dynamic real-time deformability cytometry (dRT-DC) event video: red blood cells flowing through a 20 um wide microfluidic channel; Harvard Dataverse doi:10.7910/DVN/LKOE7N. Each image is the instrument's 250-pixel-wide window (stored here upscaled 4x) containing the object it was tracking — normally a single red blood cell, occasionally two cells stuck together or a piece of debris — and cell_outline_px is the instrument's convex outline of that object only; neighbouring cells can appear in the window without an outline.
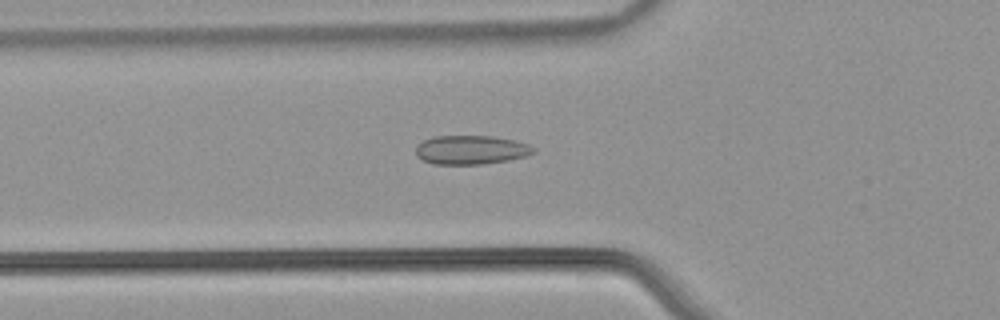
{"species": "common noctule bat (a hibernating species)", "species_latin": "Nyctalus noctula", "temperature_condition": "warm", "stored_images_in_passage": 49, "camera_frame_rate_fps": 3000, "um_per_image_px": 0.085, "animal": {"sex": "male", "body_mass_g": 21.5, "forearm_length_mm": 52.0}, "frame": {"image": 1, "passage_image": 19, "time_ms": 6.0, "image_size_px": [1000, 320], "cell_outline_px": [[536, 152], [528, 156], [508, 160], [480, 164], [432, 164], [416, 156], [416, 144], [432, 136], [492, 136], [516, 140], [528, 144], [536, 148]], "centroid_in_image_um": [40.05, 12.73], "position_along_channel_um": 85.7, "area_um2": 20.06}}
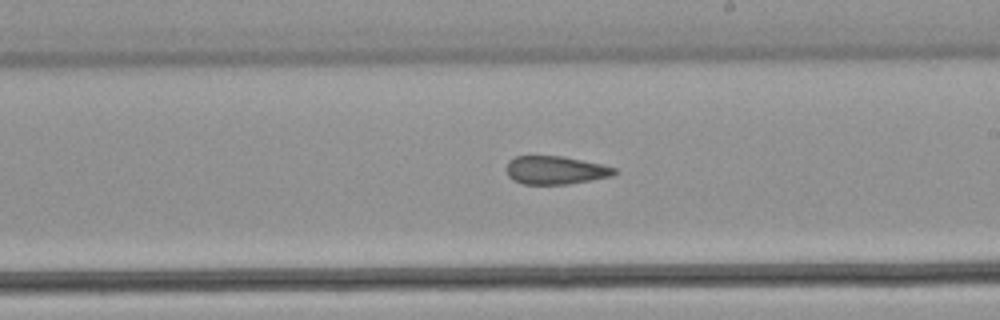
{"frame": {"image": 2, "passage_image": 31, "time_ms": 10.0, "image_size_px": [1000, 320], "cell_outline_px": [[616, 172], [612, 176], [592, 180], [568, 184], [524, 184], [512, 180], [508, 176], [504, 168], [508, 160], [516, 156], [564, 156], [600, 164], [616, 168]], "centroid_in_image_um": [47.16, 14.46], "position_along_channel_um": 241.8, "area_um2": 17.92}}
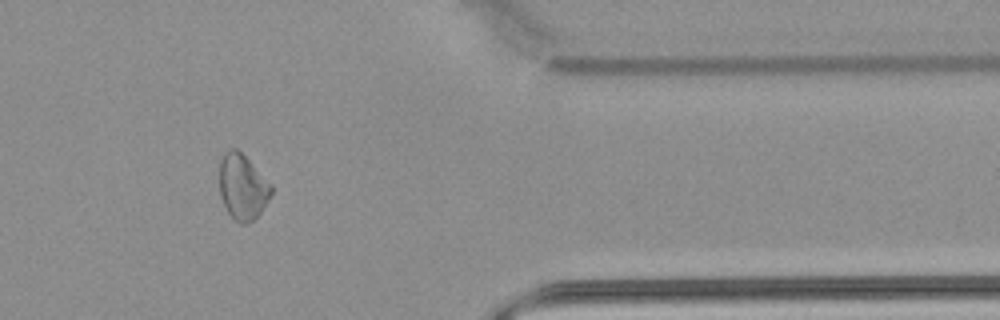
{"frame": {"image": 3, "passage_image": 44, "time_ms": 14.333, "image_size_px": [1000, 320], "cell_outline_px": [[272, 192], [268, 200], [260, 212], [252, 220], [244, 224], [240, 224], [228, 212], [220, 196], [220, 160], [224, 152], [232, 148], [236, 148], [272, 184]], "centroid_in_image_um": [20.61, 15.88], "position_along_channel_um": 390.8, "area_um2": 19.42}, "authors_computed_cell_mechanics": {"area_um2": 20.0566, "velocity_mm_per_s": 3.8887, "shape_relaxation_time_tau1_ms": null, "shape_relaxation_time_tau2_ms": 2.6791, "deformation_change_tau1": null, "deformation_change_tau2": 0.1009}}